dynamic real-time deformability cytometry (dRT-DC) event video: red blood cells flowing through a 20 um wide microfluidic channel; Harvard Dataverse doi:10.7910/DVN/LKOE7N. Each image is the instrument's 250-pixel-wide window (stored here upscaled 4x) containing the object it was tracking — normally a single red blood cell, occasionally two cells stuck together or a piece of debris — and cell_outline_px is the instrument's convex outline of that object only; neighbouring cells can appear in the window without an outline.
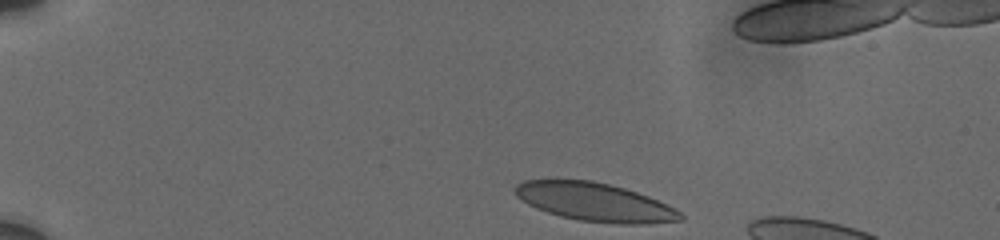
{"species": "human", "species_latin": "Homo sapiens", "temperature_condition": "cold", "stored_images_in_passage": 5, "camera_frame_rate_fps": 3000, "um_per_image_px": 0.085, "donor": {"sex": "male"}, "frame": {"image": 1, "passage_image": 1, "time_ms": 0.0, "image_size_px": [1000, 240], "cell_outline_px": [[684, 220], [648, 224], [616, 224], [580, 220], [560, 216], [536, 208], [528, 204], [516, 196], [512, 192], [512, 188], [516, 184], [524, 180], [592, 180], [624, 188], [648, 196], [680, 212], [684, 216]], "centroid_in_image_um": [50.52, 17.18], "position_along_channel_um": 34.5, "area_um2": 36.88}}